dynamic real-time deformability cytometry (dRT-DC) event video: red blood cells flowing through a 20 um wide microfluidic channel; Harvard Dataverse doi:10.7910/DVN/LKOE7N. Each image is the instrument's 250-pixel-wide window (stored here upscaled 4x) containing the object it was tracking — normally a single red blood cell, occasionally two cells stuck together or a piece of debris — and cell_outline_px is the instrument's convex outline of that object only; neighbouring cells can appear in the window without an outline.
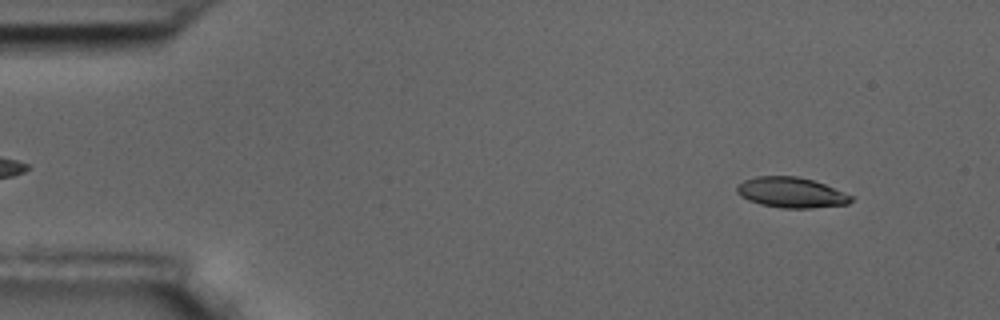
{"species": "common noctule bat (a hibernating species)", "species_latin": "Nyctalus noctula", "temperature_condition": "room temperature", "stored_images_in_passage": 55, "camera_frame_rate_fps": 3000, "um_per_image_px": 0.085, "animal": {"sex": "male", "body_mass_g": 17.5, "forearm_length_mm": 52.3}, "frame": {"image": 1, "passage_image": 5, "time_ms": 1.333, "image_size_px": [1000, 320], "cell_outline_px": [[852, 200], [848, 204], [808, 208], [780, 208], [760, 204], [748, 200], [740, 196], [736, 192], [736, 188], [744, 180], [756, 176], [796, 176], [812, 180], [824, 184], [852, 196]], "centroid_in_image_um": [67.21, 16.37], "position_along_channel_um": 17.8, "area_um2": 20.06}}
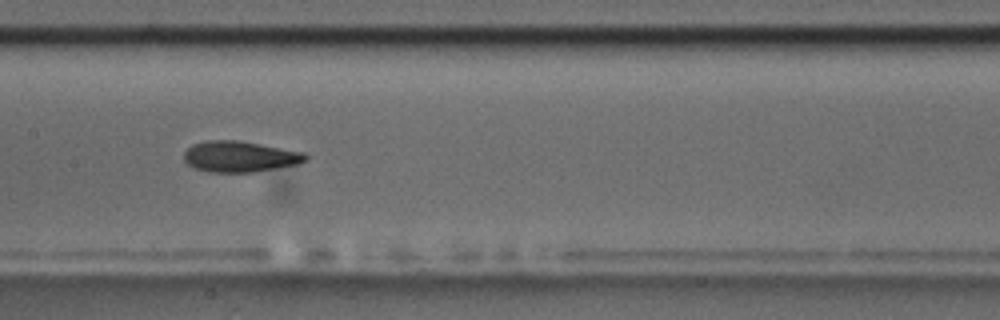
{"frame": {"image": 2, "passage_image": 27, "time_ms": 8.667, "image_size_px": [1000, 320], "cell_outline_px": [[308, 160], [296, 164], [252, 172], [208, 172], [196, 168], [188, 164], [184, 160], [184, 152], [192, 144], [208, 140], [240, 140], [308, 152]], "centroid_in_image_um": [20.42, 13.29], "position_along_channel_um": 187.0, "area_um2": 22.08}}
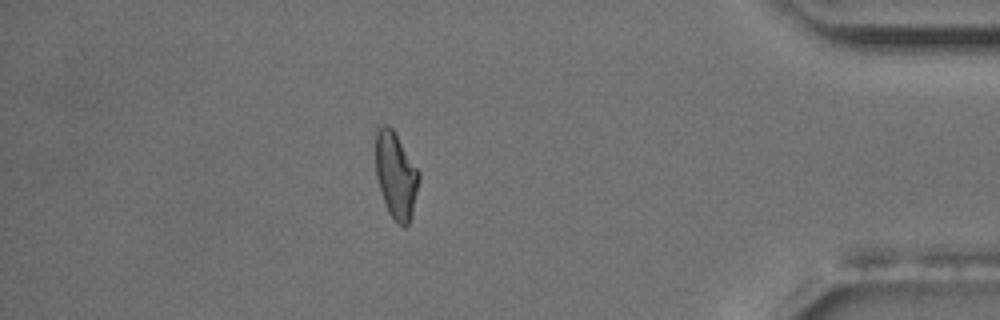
{"frame": {"image": 3, "passage_image": 48, "time_ms": 15.667, "image_size_px": [1000, 320], "cell_outline_px": [[420, 176], [412, 216], [408, 224], [404, 228], [388, 212], [376, 176], [376, 128], [384, 124], [388, 124], [392, 128], [420, 172]], "centroid_in_image_um": [33.66, 14.88], "position_along_channel_um": 401.5, "area_um2": 21.62}, "authors_computed_cell_mechanics": {"area_um2": 21.675, "velocity_mm_per_s": 3.6405, "shape_relaxation_time_tau1_ms": 7.8778, "shape_relaxation_time_tau2_ms": 3.7908, "deformation_change_tau1": 0.1976, "deformation_change_tau2": 0.1123}}